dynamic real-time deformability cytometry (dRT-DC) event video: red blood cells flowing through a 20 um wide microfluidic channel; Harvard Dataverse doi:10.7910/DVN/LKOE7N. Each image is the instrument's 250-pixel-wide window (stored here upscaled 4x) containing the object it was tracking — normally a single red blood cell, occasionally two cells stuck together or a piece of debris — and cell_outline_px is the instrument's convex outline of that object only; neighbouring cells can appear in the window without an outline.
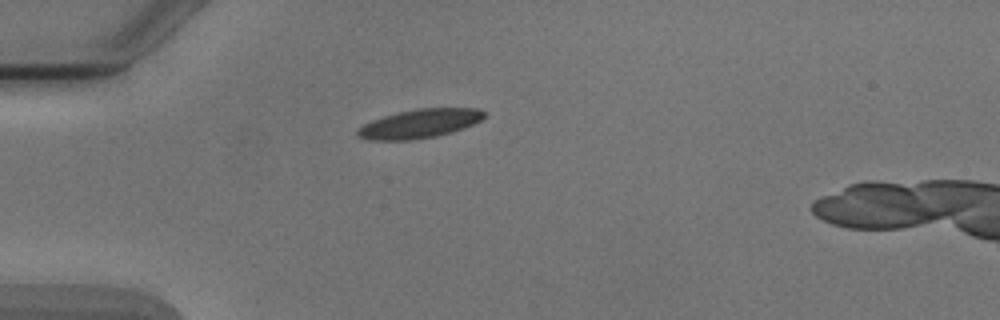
{"species": "Egyptian fruit bat (a non-hibernating species)", "species_latin": "Rousettus aegyptiacus", "temperature_condition": "cold", "stored_images_in_passage": 2, "camera_frame_rate_fps": 3000, "um_per_image_px": 0.085, "animal": {"sex": "male"}, "frame": {"image": 1, "passage_image": 1, "time_ms": 0.0, "image_size_px": [1000, 320], "cell_outline_px": [[484, 116], [480, 120], [464, 128], [452, 132], [436, 136], [412, 140], [368, 140], [356, 136], [356, 128], [372, 120], [384, 116], [400, 112], [420, 108], [476, 108], [484, 112]], "centroid_in_image_um": [35.61, 10.52], "position_along_channel_um": 49.4, "area_um2": 21.21}}